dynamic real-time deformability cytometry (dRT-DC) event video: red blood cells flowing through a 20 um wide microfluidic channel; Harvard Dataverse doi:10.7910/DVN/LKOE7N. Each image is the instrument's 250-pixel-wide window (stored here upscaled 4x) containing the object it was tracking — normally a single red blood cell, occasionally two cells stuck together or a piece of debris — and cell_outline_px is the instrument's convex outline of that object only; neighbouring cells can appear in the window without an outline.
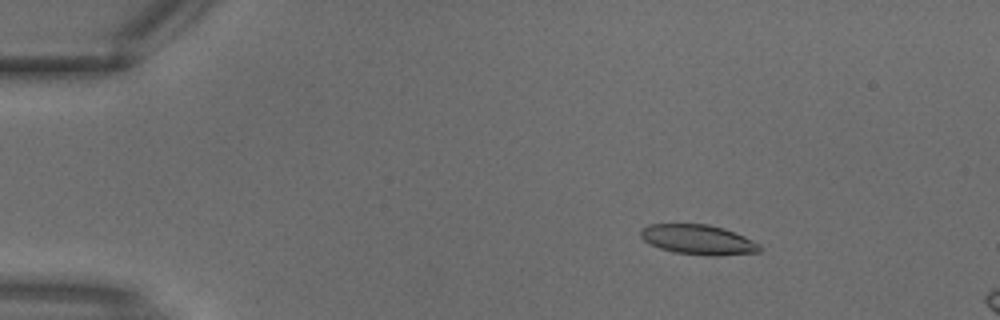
{"species": "common noctule bat (a hibernating species)", "species_latin": "Nyctalus noctula", "temperature_condition": "warm", "stored_images_in_passage": 3, "camera_frame_rate_fps": 3000, "um_per_image_px": 0.085, "animal": {"sex": "male", "body_mass_g": 18.8}, "frame": {"image": 1, "passage_image": 2, "time_ms": 0.333, "image_size_px": [1000, 320], "cell_outline_px": [[760, 252], [716, 256], [712, 256], [676, 252], [660, 248], [644, 240], [640, 236], [640, 228], [648, 224], [708, 224], [724, 228], [744, 236], [760, 244]], "centroid_in_image_um": [59.34, 20.36], "position_along_channel_um": 25.7, "area_um2": 20.63}}